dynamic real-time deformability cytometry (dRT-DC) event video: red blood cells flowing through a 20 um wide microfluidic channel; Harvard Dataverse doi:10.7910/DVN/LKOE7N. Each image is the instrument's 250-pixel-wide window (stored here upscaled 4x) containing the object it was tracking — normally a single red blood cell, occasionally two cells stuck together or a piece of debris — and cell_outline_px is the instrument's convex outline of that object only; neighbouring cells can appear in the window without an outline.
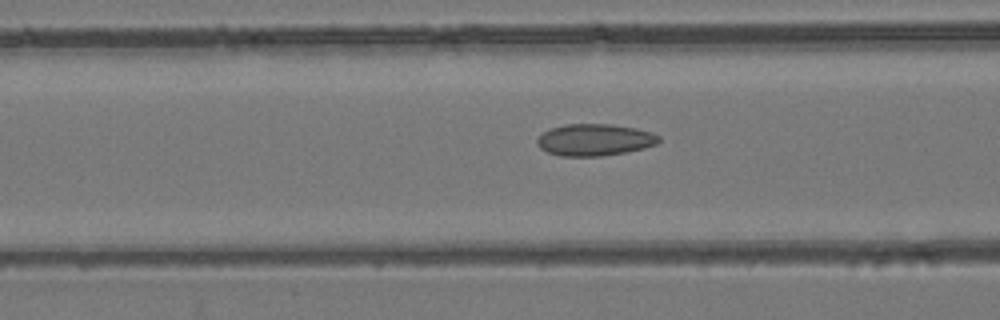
{"species": "common noctule bat (a hibernating species)", "species_latin": "Nyctalus noctula", "temperature_condition": "room temperature", "stored_images_in_passage": 33, "camera_frame_rate_fps": 3000, "um_per_image_px": 0.085, "animal": {"sex": "female", "body_mass_g": 24.6, "forearm_length_mm": 56.2}, "frame": {"image": 1, "passage_image": 11, "time_ms": 3.333, "image_size_px": [1000, 320], "cell_outline_px": [[660, 140], [656, 144], [644, 148], [624, 152], [600, 156], [560, 156], [548, 152], [540, 148], [536, 144], [536, 140], [544, 132], [552, 128], [564, 124], [612, 124], [636, 128], [652, 132], [660, 136]], "centroid_in_image_um": [50.55, 11.88], "position_along_channel_um": 116.1, "area_um2": 22.54}}
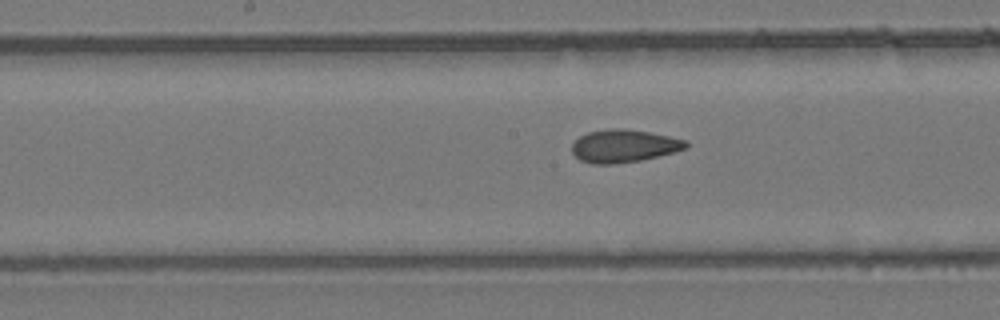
{"frame": {"image": 2, "passage_image": 17, "time_ms": 5.333, "image_size_px": [1000, 320], "cell_outline_px": [[688, 148], [640, 160], [612, 164], [592, 164], [580, 160], [572, 152], [572, 144], [580, 136], [588, 132], [608, 128], [624, 128], [648, 132], [688, 140]], "centroid_in_image_um": [53.01, 12.4], "position_along_channel_um": 195.2, "area_um2": 21.68}}
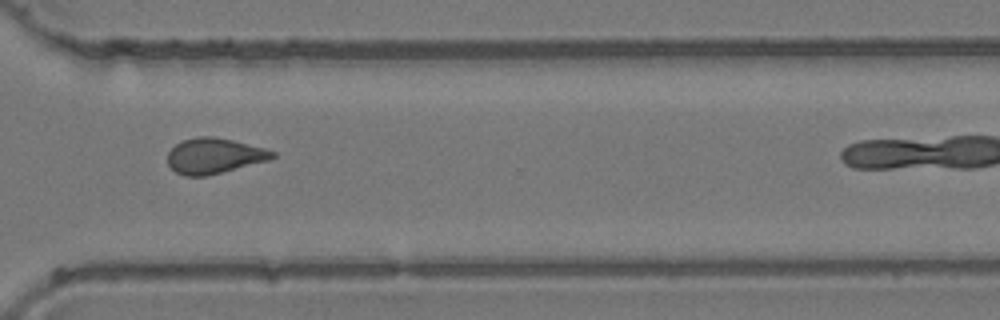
{"frame": {"image": 3, "passage_image": 29, "time_ms": 9.333, "image_size_px": [1000, 320], "cell_outline_px": [[276, 156], [268, 160], [208, 176], [184, 176], [176, 172], [168, 164], [168, 152], [176, 144], [184, 140], [196, 136], [212, 136], [232, 140], [264, 148], [276, 152]], "centroid_in_image_um": [18.2, 13.25], "position_along_channel_um": 352.4, "area_um2": 21.56}}